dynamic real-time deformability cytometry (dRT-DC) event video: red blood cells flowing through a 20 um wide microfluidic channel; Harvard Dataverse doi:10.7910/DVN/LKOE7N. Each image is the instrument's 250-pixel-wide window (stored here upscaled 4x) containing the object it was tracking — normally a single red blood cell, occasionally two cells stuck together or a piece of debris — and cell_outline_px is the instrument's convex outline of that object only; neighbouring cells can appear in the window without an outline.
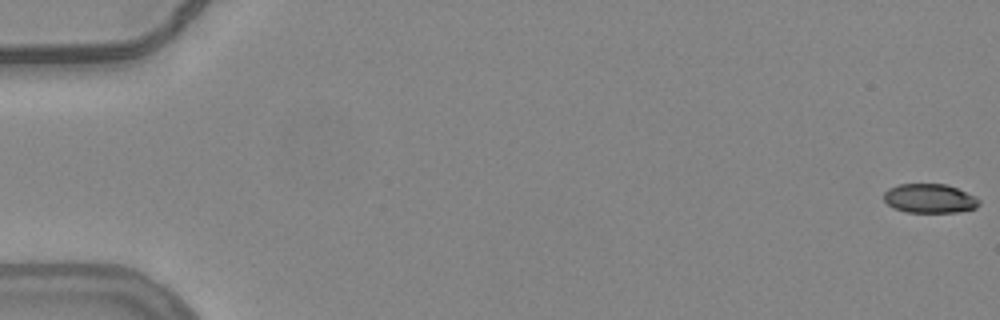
{"species": "common noctule bat (a hibernating species)", "species_latin": "Nyctalus noctula", "temperature_condition": "warm", "stored_images_in_passage": 56, "camera_frame_rate_fps": 3000, "um_per_image_px": 0.085, "animal": {"sex": "female", "body_mass_g": 24.6, "forearm_length_mm": 56.2}, "frame": {"image": 1, "passage_image": 1, "time_ms": 0.0, "image_size_px": [1000, 320], "cell_outline_px": [[980, 204], [976, 208], [956, 212], [908, 212], [892, 208], [884, 200], [884, 192], [888, 188], [900, 184], [948, 184], [976, 196], [980, 200]], "centroid_in_image_um": [79.03, 16.86], "position_along_channel_um": 6.0, "area_um2": 16.3}}
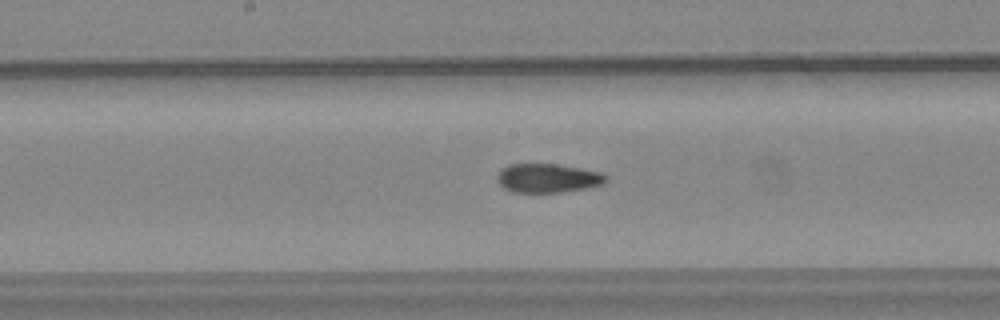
{"frame": {"image": 2, "passage_image": 30, "time_ms": 9.667, "image_size_px": [1000, 320], "cell_outline_px": [[608, 180], [604, 184], [588, 188], [564, 192], [512, 192], [504, 188], [496, 180], [496, 176], [508, 164], [556, 164], [580, 168], [600, 172], [608, 176]], "centroid_in_image_um": [46.59, 15.15], "position_along_channel_um": 201.6, "area_um2": 18.44}}
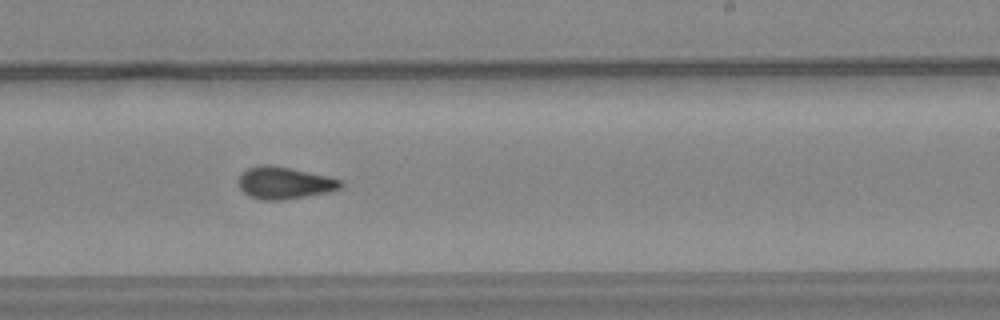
{"frame": {"image": 3, "passage_image": 35, "time_ms": 11.333, "image_size_px": [1000, 320], "cell_outline_px": [[344, 184], [340, 188], [332, 192], [284, 200], [260, 200], [248, 196], [236, 184], [236, 180], [248, 168], [268, 164], [328, 176], [340, 180]], "centroid_in_image_um": [24.17, 15.57], "position_along_channel_um": 264.8, "area_um2": 19.19}, "authors_computed_cell_mechanics": {"area_um2": 18.2937, "velocity_mm_per_s": 3.8103, "shape_relaxation_time_tau1_ms": null, "shape_relaxation_time_tau2_ms": 2.9744, "deformation_change_tau1": null, "deformation_change_tau2": 0.0935}}